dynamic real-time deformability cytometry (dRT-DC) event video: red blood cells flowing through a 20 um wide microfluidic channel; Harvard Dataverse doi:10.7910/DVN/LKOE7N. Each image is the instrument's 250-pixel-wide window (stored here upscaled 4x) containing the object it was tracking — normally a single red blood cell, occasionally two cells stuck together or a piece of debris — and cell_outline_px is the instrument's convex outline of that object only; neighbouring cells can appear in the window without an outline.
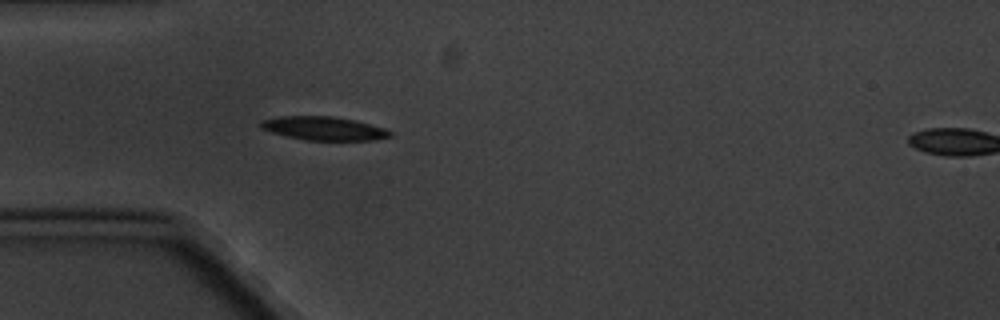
{"species": "common noctule bat (a hibernating species)", "species_latin": "Nyctalus noctula", "temperature_condition": "cold", "stored_images_in_passage": 6, "segment_of_instrument_passage": [1, 2], "camera_frame_rate_fps": 3000, "um_per_image_px": 0.085, "animal": {"sex": "male", "body_mass_g": 20.1, "forearm_length_mm": 53.5}, "frame": {"image": 1, "passage_image": 5, "time_ms": 4.667, "image_size_px": [1000, 320], "cell_outline_px": [[392, 136], [376, 140], [304, 140], [272, 132], [260, 128], [260, 120], [280, 116], [332, 116], [356, 120], [384, 128], [392, 132]], "centroid_in_image_um": [27.53, 10.91], "position_along_channel_um": 57.5, "area_um2": 17.8}}